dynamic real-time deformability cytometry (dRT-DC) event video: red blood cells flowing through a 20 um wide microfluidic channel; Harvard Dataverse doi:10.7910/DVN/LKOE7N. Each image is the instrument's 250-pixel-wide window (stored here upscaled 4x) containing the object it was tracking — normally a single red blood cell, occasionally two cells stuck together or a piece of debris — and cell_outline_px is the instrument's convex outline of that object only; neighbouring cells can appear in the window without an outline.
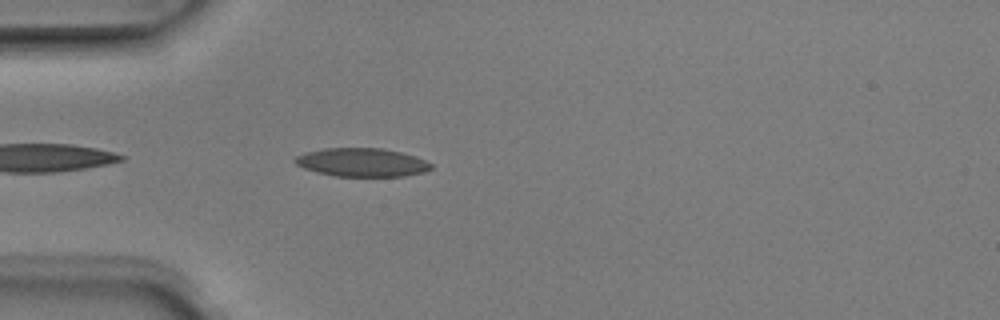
{"species": "Egyptian fruit bat (a non-hibernating species)", "species_latin": "Rousettus aegyptiacus", "temperature_condition": "room temperature", "stored_images_in_passage": 4, "camera_frame_rate_fps": 3000, "um_per_image_px": 0.085, "animal": {"sex": "male"}, "frame": {"image": 1, "passage_image": 4, "time_ms": 1.0, "image_size_px": [1000, 320], "cell_outline_px": [[432, 168], [424, 172], [404, 176], [336, 176], [316, 172], [304, 168], [296, 164], [292, 160], [296, 156], [304, 152], [324, 148], [380, 148], [400, 152], [416, 156], [432, 164]], "centroid_in_image_um": [30.73, 13.8], "position_along_channel_um": 54.3, "area_um2": 22.6}}